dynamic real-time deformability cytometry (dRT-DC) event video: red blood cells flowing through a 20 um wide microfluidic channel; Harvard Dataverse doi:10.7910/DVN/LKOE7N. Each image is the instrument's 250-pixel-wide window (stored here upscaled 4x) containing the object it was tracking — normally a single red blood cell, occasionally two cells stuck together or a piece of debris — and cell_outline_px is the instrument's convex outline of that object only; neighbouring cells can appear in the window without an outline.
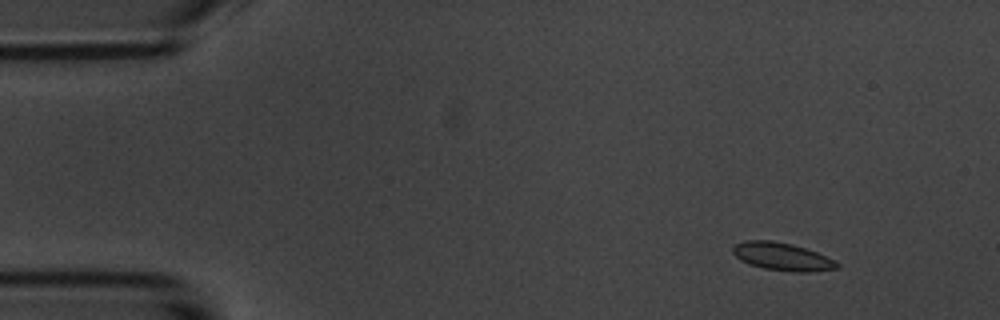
{"species": "common noctule bat (a hibernating species)", "species_latin": "Nyctalus noctula", "temperature_condition": "room temperature", "stored_images_in_passage": 5, "camera_frame_rate_fps": 3000, "um_per_image_px": 0.085, "animal": {"sex": "male", "body_mass_g": 20.1, "forearm_length_mm": 53.5}, "frame": {"image": 1, "passage_image": 2, "time_ms": 1.0, "image_size_px": [1000, 320], "cell_outline_px": [[840, 268], [808, 272], [792, 272], [764, 268], [748, 264], [740, 260], [732, 252], [732, 244], [744, 240], [772, 240], [792, 244], [816, 252], [836, 260], [840, 264]], "centroid_in_image_um": [66.47, 21.8], "position_along_channel_um": 18.5, "area_um2": 17.11}}
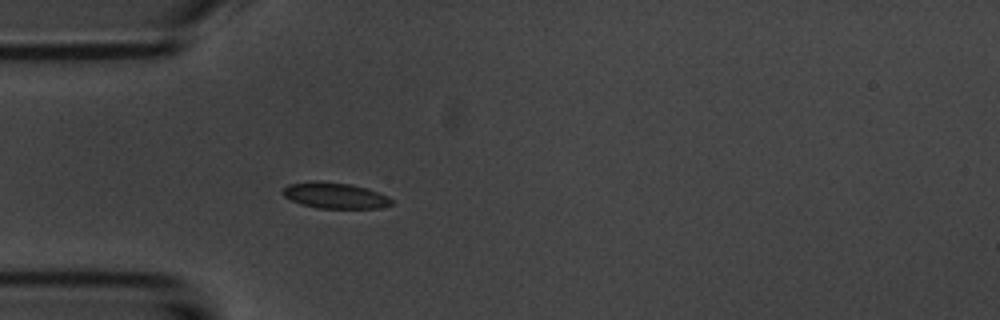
{"frame": {"image": 2, "passage_image": 5, "time_ms": 4.333, "image_size_px": [1000, 320], "cell_outline_px": [[392, 204], [380, 208], [316, 208], [300, 204], [284, 196], [280, 192], [288, 184], [316, 180], [348, 184], [364, 188], [388, 196], [392, 200]], "centroid_in_image_um": [28.42, 16.62], "position_along_channel_um": 56.6, "area_um2": 16.3}}